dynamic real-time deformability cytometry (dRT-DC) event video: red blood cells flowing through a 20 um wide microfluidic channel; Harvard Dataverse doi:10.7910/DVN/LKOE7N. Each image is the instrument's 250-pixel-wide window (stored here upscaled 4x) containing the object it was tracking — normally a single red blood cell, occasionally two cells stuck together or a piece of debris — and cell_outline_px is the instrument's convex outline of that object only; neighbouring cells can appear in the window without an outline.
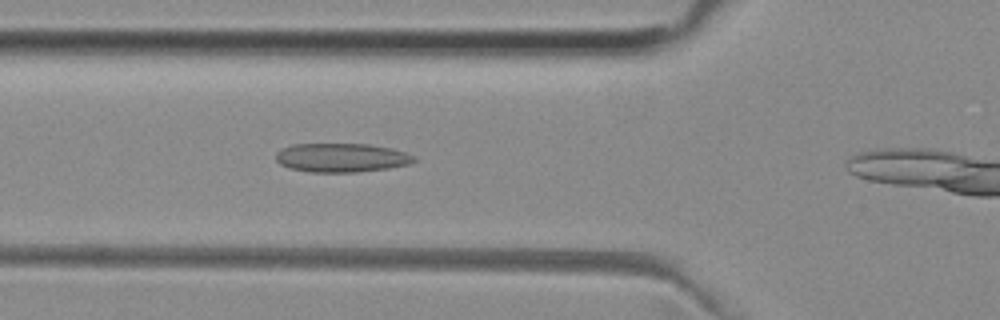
{"species": "common noctule bat (a hibernating species)", "species_latin": "Nyctalus noctula", "temperature_condition": "room temperature", "stored_images_in_passage": 10, "camera_frame_rate_fps": 3000, "um_per_image_px": 0.085, "animal": {"sex": "female", "body_mass_g": 29.2, "forearm_length_mm": 56.3}, "frame": {"image": 1, "passage_image": 9, "time_ms": 2.667, "image_size_px": [1000, 320], "cell_outline_px": [[416, 160], [408, 164], [388, 168], [356, 172], [308, 172], [288, 168], [280, 164], [276, 160], [276, 152], [292, 144], [368, 144], [392, 148], [416, 156]], "centroid_in_image_um": [29.01, 13.4], "position_along_channel_um": 96.8, "area_um2": 23.29}}